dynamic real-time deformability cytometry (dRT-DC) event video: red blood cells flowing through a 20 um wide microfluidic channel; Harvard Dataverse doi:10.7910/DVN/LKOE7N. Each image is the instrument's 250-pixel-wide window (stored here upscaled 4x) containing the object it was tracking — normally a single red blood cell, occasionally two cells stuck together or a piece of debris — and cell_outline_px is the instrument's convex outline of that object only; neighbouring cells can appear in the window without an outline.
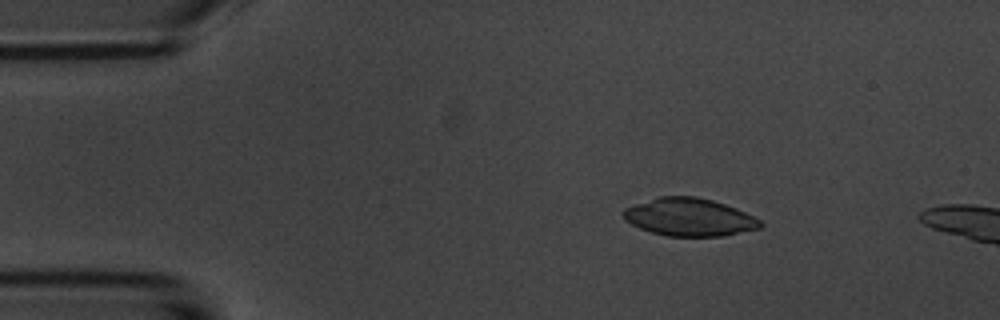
{"species": "common noctule bat (a hibernating species)", "species_latin": "Nyctalus noctula", "temperature_condition": "room temperature", "stored_images_in_passage": 2, "camera_frame_rate_fps": 3000, "um_per_image_px": 0.085, "animal": {"sex": "male", "body_mass_g": 20.1, "forearm_length_mm": 53.5}, "frame": {"image": 1, "passage_image": 2, "time_ms": 1.333, "image_size_px": [1000, 320], "cell_outline_px": [[764, 224], [760, 228], [724, 236], [668, 236], [652, 232], [640, 228], [624, 220], [620, 212], [624, 208], [660, 196], [696, 196], [712, 200], [736, 208], [760, 220]], "centroid_in_image_um": [58.57, 18.46], "position_along_channel_um": 26.4, "area_um2": 30.11}}